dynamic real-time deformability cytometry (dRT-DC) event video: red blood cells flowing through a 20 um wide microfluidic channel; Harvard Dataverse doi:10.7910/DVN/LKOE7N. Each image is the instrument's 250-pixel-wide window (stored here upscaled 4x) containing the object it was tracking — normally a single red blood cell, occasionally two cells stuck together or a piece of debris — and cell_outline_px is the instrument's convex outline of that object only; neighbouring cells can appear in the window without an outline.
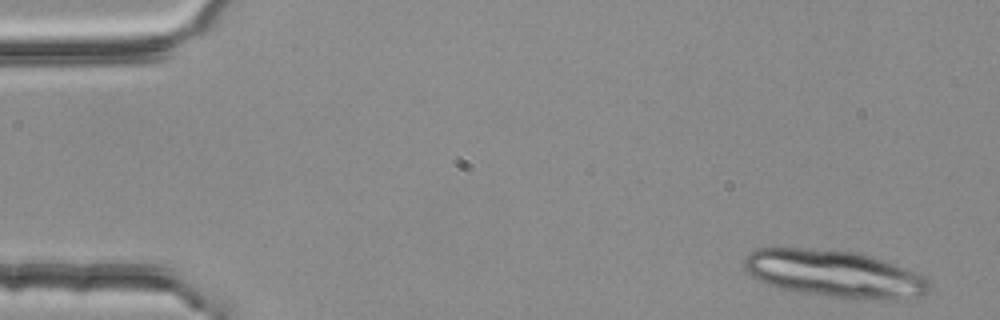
{"species": "common noctule bat (a hibernating species)", "species_latin": "Nyctalus noctula", "temperature_condition": "room temperature", "stored_images_in_passage": 5, "camera_frame_rate_fps": 3000, "um_per_image_px": 0.085, "animal": {"sex": "female", "body_mass_g": 25.1}, "frame": {"image": 1, "passage_image": 1, "time_ms": 0.0, "image_size_px": [1000, 320], "cell_outline_px": [[932, 288], [924, 296], [880, 300], [832, 296], [804, 292], [780, 288], [768, 284], [752, 276], [744, 268], [744, 260], [748, 252], [756, 248], [800, 248], [860, 252], [884, 260], [912, 272], [928, 280], [932, 284]], "centroid_in_image_um": [70.92, 23.26], "position_along_channel_um": 14.1, "area_um2": 50.29}}